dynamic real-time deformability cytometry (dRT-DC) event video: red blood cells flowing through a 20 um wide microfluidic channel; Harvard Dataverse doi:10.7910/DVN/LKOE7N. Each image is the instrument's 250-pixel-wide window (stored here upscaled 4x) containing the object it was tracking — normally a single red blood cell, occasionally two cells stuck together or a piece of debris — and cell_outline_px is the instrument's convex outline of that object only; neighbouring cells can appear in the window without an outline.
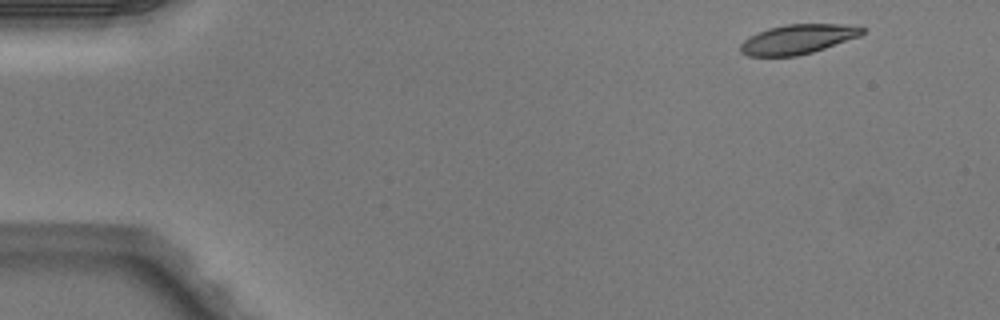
{"species": "Egyptian fruit bat (a non-hibernating species)", "species_latin": "Rousettus aegyptiacus", "temperature_condition": "warm", "stored_images_in_passage": 4, "camera_frame_rate_fps": 3000, "um_per_image_px": 0.085, "animal": {"sex": "male"}, "frame": {"image": 1, "passage_image": 1, "time_ms": 0.0, "image_size_px": [1000, 320], "cell_outline_px": [[864, 32], [860, 36], [812, 52], [796, 56], [748, 56], [740, 52], [740, 44], [748, 36], [756, 32], [768, 28], [788, 24], [840, 24], [864, 28]], "centroid_in_image_um": [67.75, 3.33], "position_along_channel_um": 17.2, "area_um2": 20.87}}
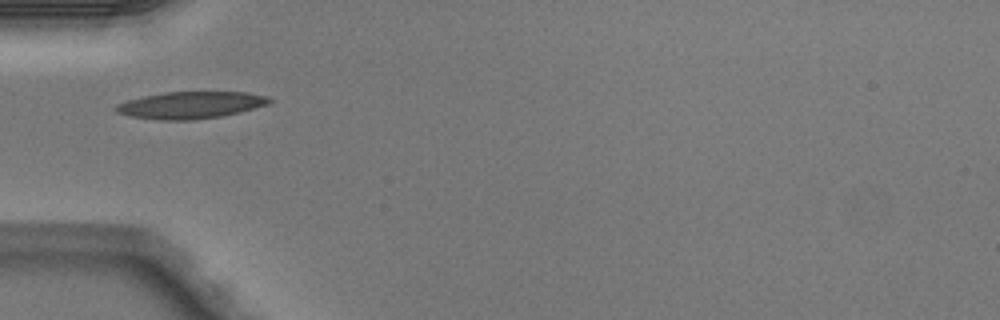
{"frame": {"image": 2, "passage_image": 4, "time_ms": 1.0, "image_size_px": [1000, 320], "cell_outline_px": [[276, 100], [268, 104], [240, 112], [220, 116], [192, 120], [160, 120], [128, 116], [116, 112], [112, 108], [116, 104], [128, 100], [144, 96], [164, 92], [248, 92], [268, 96]], "centroid_in_image_um": [16.21, 8.93], "position_along_channel_um": 68.8, "area_um2": 24.28}}